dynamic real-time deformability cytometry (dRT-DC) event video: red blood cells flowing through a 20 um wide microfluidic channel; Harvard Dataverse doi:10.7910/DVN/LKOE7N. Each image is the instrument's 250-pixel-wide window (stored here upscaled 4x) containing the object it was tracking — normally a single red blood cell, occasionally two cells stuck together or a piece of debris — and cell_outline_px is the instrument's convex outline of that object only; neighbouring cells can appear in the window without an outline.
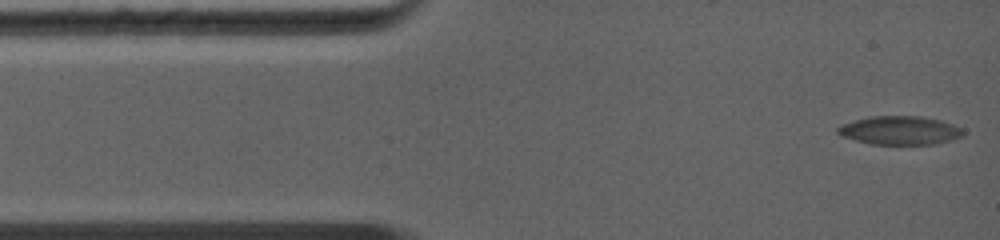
{"species": "common noctule bat (a hibernating species)", "species_latin": "Nyctalus noctula", "temperature_condition": "warm", "stored_images_in_passage": 4, "camera_frame_rate_fps": 5000, "um_per_image_px": 0.085, "animal": {"sex": "female", "body_mass_g": 19.0, "forearm_length_mm": 56.7}, "frame": {"image": 1, "passage_image": 1, "time_ms": 0.0, "image_size_px": [1000, 240], "cell_outline_px": [[964, 136], [952, 140], [936, 144], [872, 144], [840, 136], [836, 132], [836, 128], [844, 124], [856, 120], [872, 116], [920, 116], [940, 120], [964, 128]], "centroid_in_image_um": [76.53, 11.09], "position_along_channel_um": 8.5, "area_um2": 20.92}}
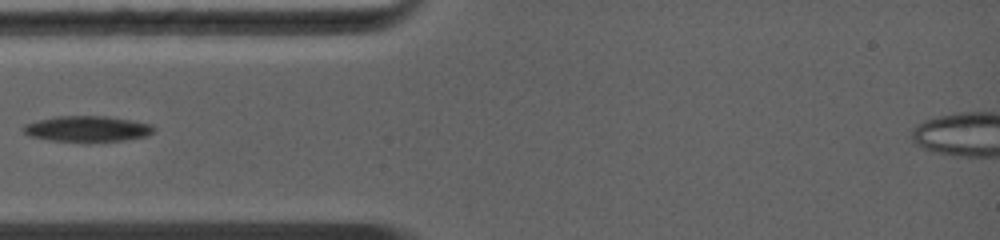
{"frame": {"image": 2, "passage_image": 4, "time_ms": 3.4, "image_size_px": [1000, 240], "cell_outline_px": [[156, 132], [148, 136], [124, 140], [48, 140], [28, 136], [24, 132], [24, 124], [56, 116], [108, 116], [132, 120], [152, 124], [156, 128]], "centroid_in_image_um": [7.49, 10.93], "position_along_channel_um": 77.5, "area_um2": 19.31}}